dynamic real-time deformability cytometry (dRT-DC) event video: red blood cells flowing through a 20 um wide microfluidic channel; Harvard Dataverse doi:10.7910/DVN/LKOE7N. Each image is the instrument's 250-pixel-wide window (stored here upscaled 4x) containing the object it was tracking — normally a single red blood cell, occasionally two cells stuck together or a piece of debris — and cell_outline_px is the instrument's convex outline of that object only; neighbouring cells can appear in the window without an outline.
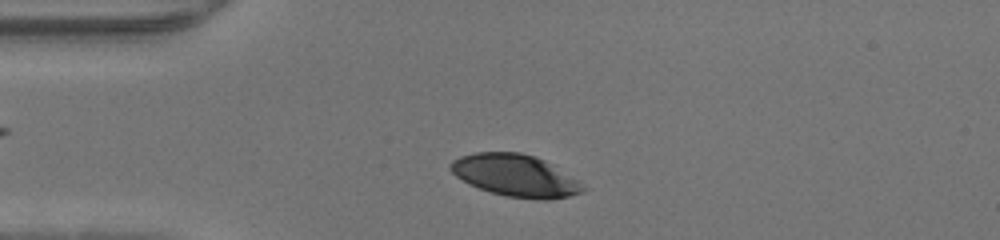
{"species": "human", "species_latin": "Homo sapiens", "temperature_condition": "warm", "stored_images_in_passage": 35, "camera_frame_rate_fps": 3000, "um_per_image_px": 0.085, "donor": {"sex": "male"}, "frame": {"image": 1, "passage_image": 5, "time_ms": 1.333, "image_size_px": [1000, 240], "cell_outline_px": [[588, 188], [584, 192], [568, 196], [548, 200], [540, 200], [508, 196], [492, 192], [468, 184], [456, 176], [448, 168], [448, 164], [452, 160], [460, 156], [476, 152], [520, 152], [536, 156], [544, 160], [576, 180]], "centroid_in_image_um": [43.78, 14.91], "position_along_channel_um": 41.2, "area_um2": 32.31}}
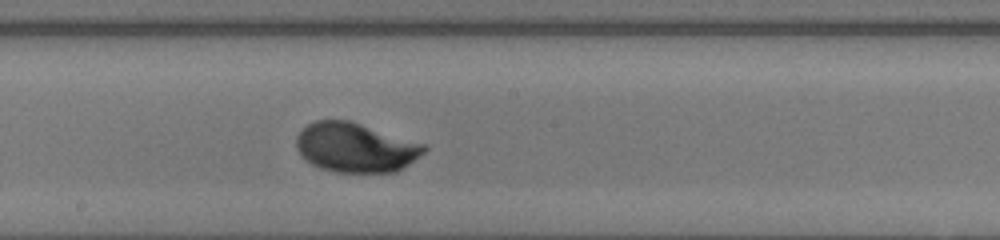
{"frame": {"image": 2, "passage_image": 19, "time_ms": 6.0, "image_size_px": [1000, 240], "cell_outline_px": [[428, 148], [424, 152], [408, 164], [396, 172], [336, 172], [320, 168], [304, 160], [300, 156], [296, 148], [296, 136], [308, 124], [316, 120], [348, 120], [428, 144]], "centroid_in_image_um": [30.22, 12.54], "position_along_channel_um": 218.0, "area_um2": 36.93}}
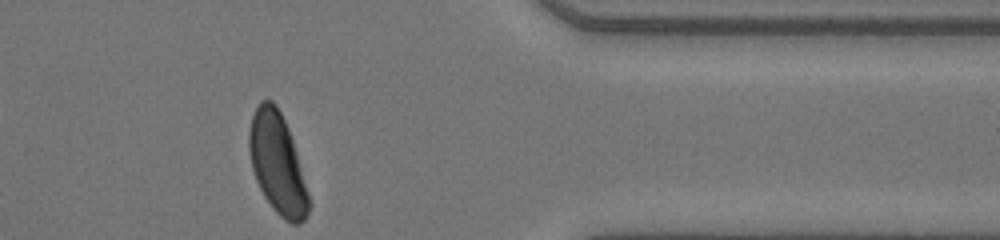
{"frame": {"image": 3, "passage_image": 32, "time_ms": 10.333, "image_size_px": [1000, 240], "cell_outline_px": [[312, 204], [304, 220], [300, 224], [292, 224], [284, 220], [272, 208], [264, 196], [256, 180], [252, 168], [248, 148], [248, 132], [252, 116], [260, 100], [272, 100], [276, 104], [288, 128], [292, 140]], "centroid_in_image_um": [23.58, 13.93], "position_along_channel_um": 387.8, "area_um2": 34.91}}